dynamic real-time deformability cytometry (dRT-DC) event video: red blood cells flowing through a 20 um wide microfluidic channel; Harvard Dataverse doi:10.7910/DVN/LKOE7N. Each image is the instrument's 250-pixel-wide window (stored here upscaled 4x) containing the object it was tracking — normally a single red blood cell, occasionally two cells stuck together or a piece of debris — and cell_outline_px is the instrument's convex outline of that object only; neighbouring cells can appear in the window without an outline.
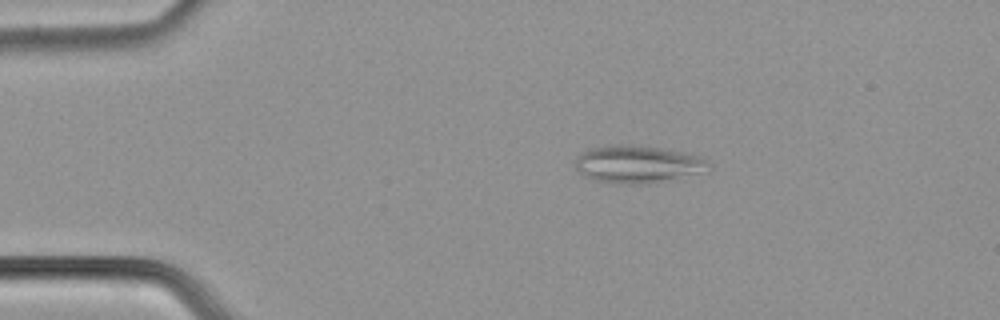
{"species": "common noctule bat (a hibernating species)", "species_latin": "Nyctalus noctula", "temperature_condition": "cold", "stored_images_in_passage": 55, "camera_frame_rate_fps": 3000, "um_per_image_px": 0.085, "animal": {"sex": "male", "body_mass_g": 21.5, "forearm_length_mm": 52.0}, "frame": {"image": 1, "passage_image": 11, "time_ms": 3.333, "image_size_px": [1000, 320], "cell_outline_px": [[712, 168], [644, 184], [628, 184], [596, 180], [580, 172], [576, 168], [576, 156], [588, 148], [608, 144], [632, 144], [660, 148], [700, 156], [708, 160], [712, 164]], "centroid_in_image_um": [54.14, 13.91], "position_along_channel_um": 30.9, "area_um2": 28.55}}
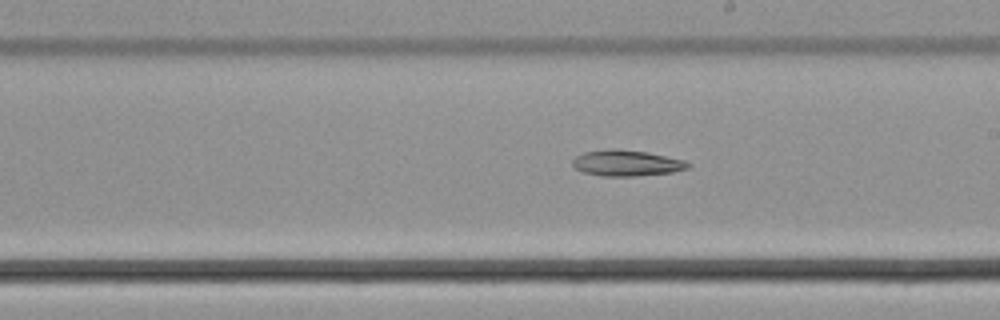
{"frame": {"image": 2, "passage_image": 32, "time_ms": 10.333, "image_size_px": [1000, 320], "cell_outline_px": [[692, 164], [688, 168], [672, 172], [636, 176], [600, 176], [584, 172], [576, 168], [572, 164], [572, 160], [576, 156], [584, 152], [608, 148], [616, 148], [648, 152], [684, 160]], "centroid_in_image_um": [53.25, 13.85], "position_along_channel_um": 235.7, "area_um2": 17.57}}
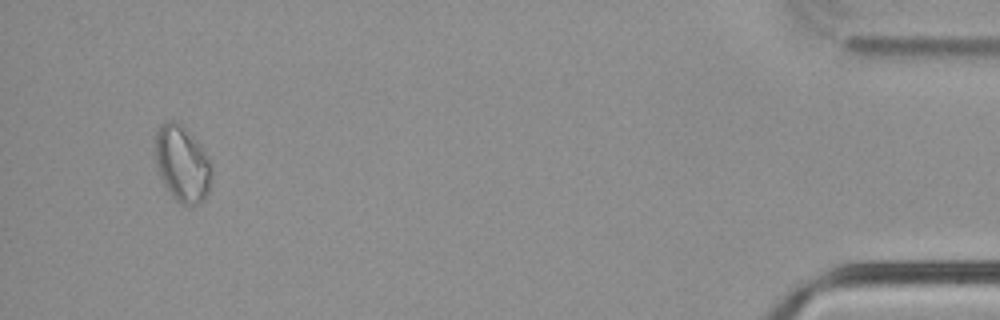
{"frame": {"image": 3, "passage_image": 53, "time_ms": 17.333, "image_size_px": [1000, 320], "cell_outline_px": [[208, 192], [200, 204], [184, 204], [176, 200], [160, 176], [156, 164], [152, 140], [160, 124], [164, 120], [172, 120], [184, 124], [208, 160]], "centroid_in_image_um": [15.38, 13.83], "position_along_channel_um": 419.8, "area_um2": 24.45}}